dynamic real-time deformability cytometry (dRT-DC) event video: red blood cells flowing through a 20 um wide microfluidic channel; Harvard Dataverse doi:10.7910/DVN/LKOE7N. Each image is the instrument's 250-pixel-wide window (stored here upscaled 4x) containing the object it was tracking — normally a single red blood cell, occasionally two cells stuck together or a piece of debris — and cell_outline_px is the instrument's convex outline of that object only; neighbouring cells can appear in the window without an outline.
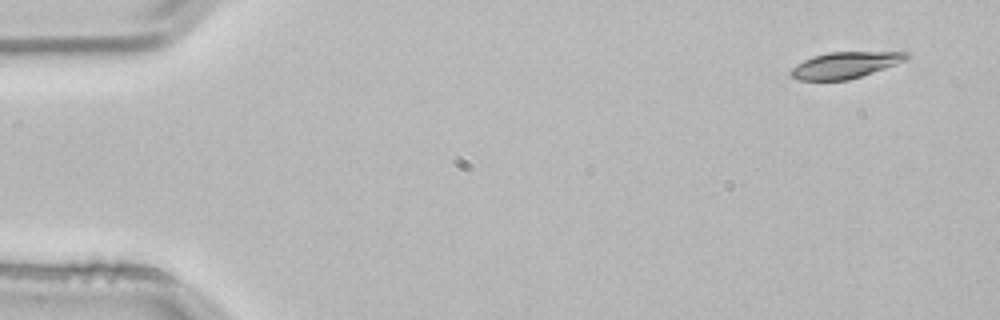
{"species": "common noctule bat (a hibernating species)", "species_latin": "Nyctalus noctula", "temperature_condition": "room temperature", "stored_images_in_passage": 3, "camera_frame_rate_fps": 3000, "um_per_image_px": 0.085, "animal": {"sex": "male", "body_mass_g": 21.5, "forearm_length_mm": 52.0}, "frame": {"image": 1, "passage_image": 1, "time_ms": 0.0, "image_size_px": [1000, 320], "cell_outline_px": [[912, 56], [896, 64], [848, 80], [796, 80], [788, 72], [796, 64], [812, 56], [828, 52], [908, 52]], "centroid_in_image_um": [71.8, 5.53], "position_along_channel_um": 13.2, "area_um2": 17.63}}
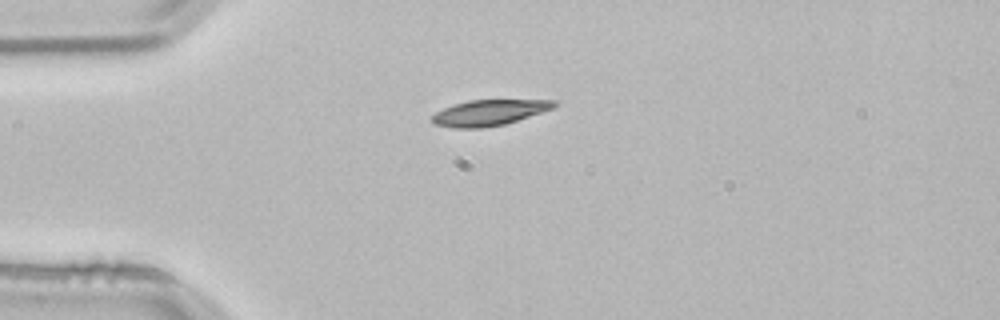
{"frame": {"image": 2, "passage_image": 3, "time_ms": 0.667, "image_size_px": [1000, 320], "cell_outline_px": [[560, 104], [556, 108], [504, 124], [484, 128], [452, 128], [432, 124], [428, 120], [436, 112], [452, 104], [468, 100], [556, 100]], "centroid_in_image_um": [41.57, 9.58], "position_along_channel_um": 43.4, "area_um2": 18.67}}